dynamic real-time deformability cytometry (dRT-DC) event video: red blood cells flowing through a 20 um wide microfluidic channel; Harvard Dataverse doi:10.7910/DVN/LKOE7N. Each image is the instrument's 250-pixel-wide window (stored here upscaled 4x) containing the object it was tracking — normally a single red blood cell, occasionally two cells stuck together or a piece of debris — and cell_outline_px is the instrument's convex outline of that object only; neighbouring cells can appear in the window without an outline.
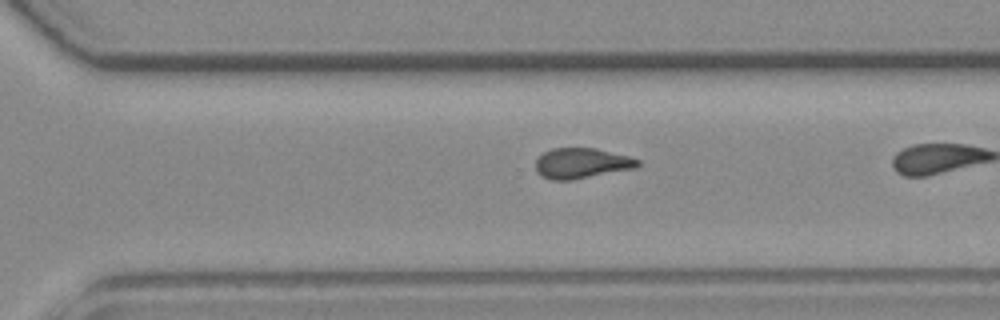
{"species": "common noctule bat (a hibernating species)", "species_latin": "Nyctalus noctula", "temperature_condition": "room temperature", "stored_images_in_passage": 28, "camera_frame_rate_fps": 3000, "um_per_image_px": 0.085, "animal": {"sex": "female", "body_mass_g": 19.3, "forearm_length_mm": 54.1}, "frame": {"image": 1, "passage_image": 24, "time_ms": 7.667, "image_size_px": [1000, 320], "cell_outline_px": [[640, 164], [636, 168], [572, 180], [552, 180], [540, 176], [536, 172], [536, 160], [544, 152], [552, 148], [596, 148], [628, 156], [640, 160]], "centroid_in_image_um": [49.43, 13.88], "position_along_channel_um": 321.2, "area_um2": 18.15}}